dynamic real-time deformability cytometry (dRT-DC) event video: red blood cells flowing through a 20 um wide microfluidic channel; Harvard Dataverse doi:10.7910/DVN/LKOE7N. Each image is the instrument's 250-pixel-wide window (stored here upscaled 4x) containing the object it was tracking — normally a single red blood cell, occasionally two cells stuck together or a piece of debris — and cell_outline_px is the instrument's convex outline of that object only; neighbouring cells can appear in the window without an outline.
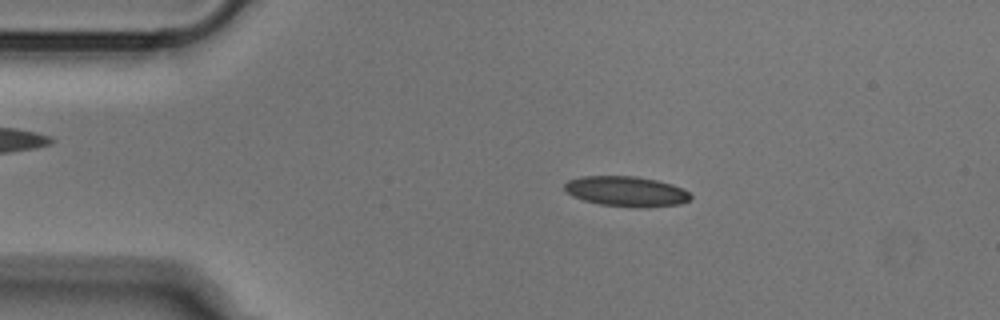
{"species": "Egyptian fruit bat (a non-hibernating species)", "species_latin": "Rousettus aegyptiacus", "temperature_condition": "cold", "stored_images_in_passage": 47, "camera_frame_rate_fps": 3000, "um_per_image_px": 0.085, "animal": {"sex": "male"}, "frame": {"image": 1, "passage_image": 5, "time_ms": 1.333, "image_size_px": [1000, 320], "cell_outline_px": [[692, 196], [688, 200], [680, 204], [600, 204], [584, 200], [572, 196], [564, 188], [564, 184], [568, 180], [580, 176], [636, 176], [656, 180], [672, 184], [684, 188]], "centroid_in_image_um": [53.17, 16.19], "position_along_channel_um": 31.8, "area_um2": 21.04}}
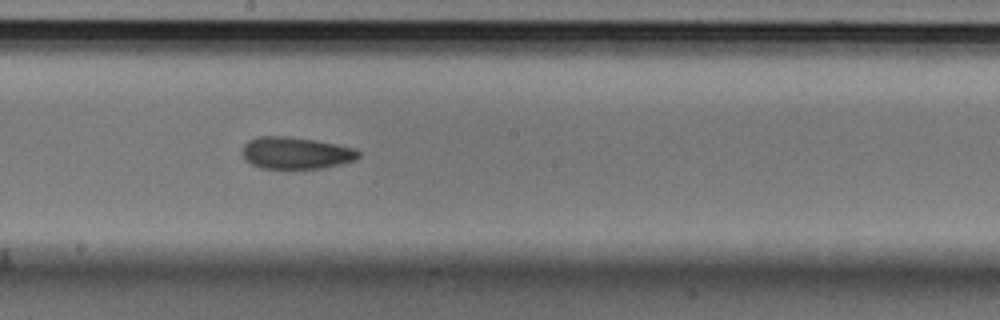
{"frame": {"image": 2, "passage_image": 23, "time_ms": 7.333, "image_size_px": [1000, 320], "cell_outline_px": [[360, 156], [356, 160], [340, 164], [320, 168], [260, 168], [244, 160], [244, 144], [248, 140], [260, 136], [288, 136], [316, 140], [356, 148], [360, 152]], "centroid_in_image_um": [25.17, 12.99], "position_along_channel_um": 223.0, "area_um2": 21.62}}
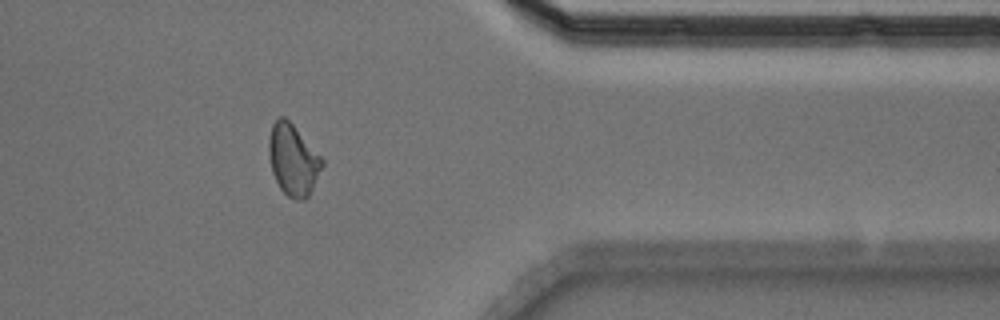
{"frame": {"image": 3, "passage_image": 37, "time_ms": 12.0, "image_size_px": [1000, 320], "cell_outline_px": [[324, 164], [308, 196], [304, 200], [296, 200], [288, 196], [280, 188], [272, 172], [268, 156], [268, 140], [272, 124], [280, 116], [284, 116], [292, 124], [324, 160]], "centroid_in_image_um": [24.89, 13.59], "position_along_channel_um": 386.5, "area_um2": 21.91}}